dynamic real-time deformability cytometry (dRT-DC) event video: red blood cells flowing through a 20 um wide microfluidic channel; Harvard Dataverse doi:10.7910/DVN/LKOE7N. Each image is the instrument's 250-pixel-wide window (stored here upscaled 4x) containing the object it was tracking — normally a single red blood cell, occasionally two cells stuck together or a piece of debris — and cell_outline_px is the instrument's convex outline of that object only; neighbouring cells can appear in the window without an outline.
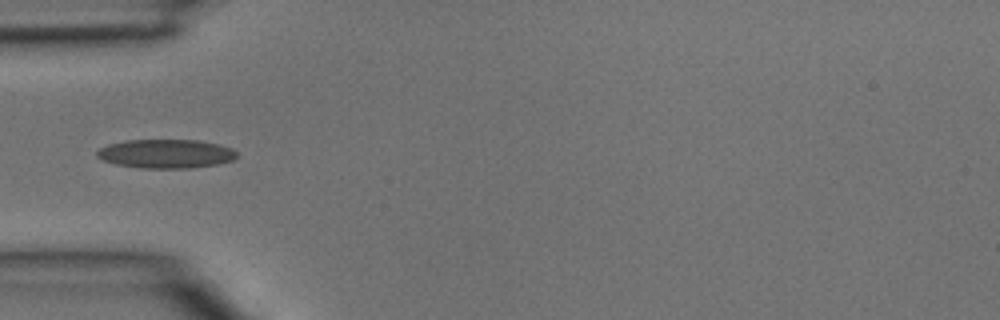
{"species": "common noctule bat (a hibernating species)", "species_latin": "Nyctalus noctula", "temperature_condition": "room temperature", "stored_images_in_passage": 4, "camera_frame_rate_fps": 3000, "um_per_image_px": 0.085, "animal": {"sex": "male", "body_mass_g": 15.6}, "frame": {"image": 1, "passage_image": 4, "time_ms": 1.0, "image_size_px": [1000, 320], "cell_outline_px": [[236, 156], [232, 160], [220, 164], [192, 168], [140, 168], [116, 164], [104, 160], [96, 156], [96, 152], [100, 148], [108, 144], [128, 140], [196, 140], [216, 144], [232, 148], [236, 152]], "centroid_in_image_um": [14.1, 13.07], "position_along_channel_um": 70.9, "area_um2": 23.47}}